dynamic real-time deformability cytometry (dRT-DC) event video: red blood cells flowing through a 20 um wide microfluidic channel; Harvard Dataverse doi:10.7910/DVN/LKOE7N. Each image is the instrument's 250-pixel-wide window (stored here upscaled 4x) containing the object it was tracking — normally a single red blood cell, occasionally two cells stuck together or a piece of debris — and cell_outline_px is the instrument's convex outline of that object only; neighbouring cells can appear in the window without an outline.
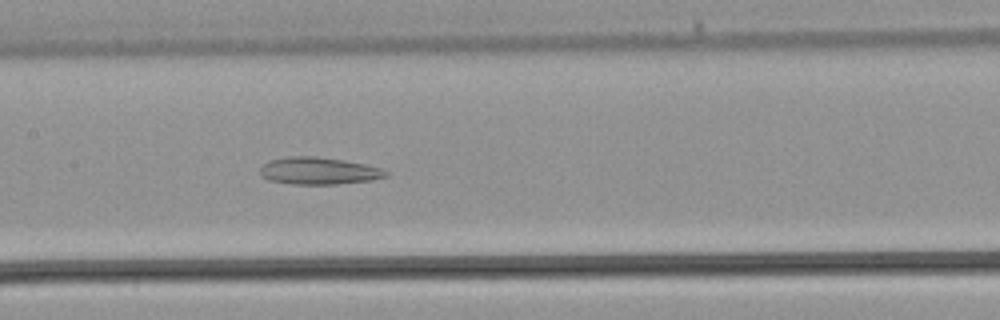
{"species": "common noctule bat (a hibernating species)", "species_latin": "Nyctalus noctula", "temperature_condition": "warm", "stored_images_in_passage": 33, "camera_frame_rate_fps": 3000, "um_per_image_px": 0.085, "animal": {"sex": "male", "body_mass_g": 21.5, "forearm_length_mm": 52.0}, "frame": {"image": 1, "passage_image": 13, "time_ms": 4.0, "image_size_px": [1000, 320], "cell_outline_px": [[388, 176], [372, 180], [336, 184], [292, 184], [268, 180], [260, 176], [260, 168], [268, 160], [288, 156], [316, 156], [364, 164], [380, 168], [388, 172]], "centroid_in_image_um": [27.04, 14.52], "position_along_channel_um": 180.4, "area_um2": 19.88}}
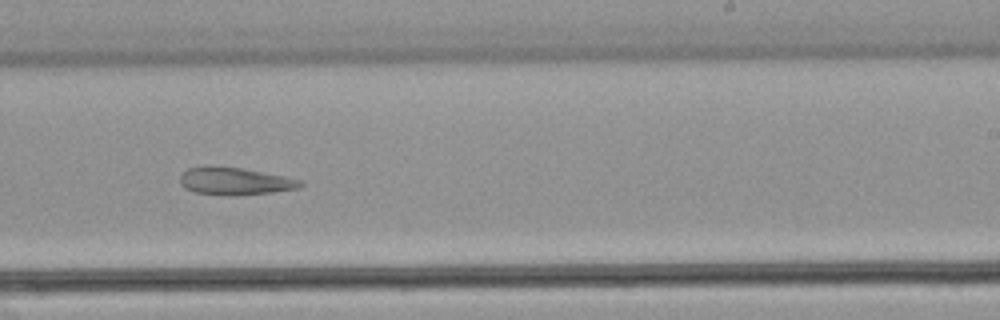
{"frame": {"image": 2, "passage_image": 18, "time_ms": 5.667, "image_size_px": [1000, 320], "cell_outline_px": [[304, 184], [300, 188], [272, 192], [236, 196], [228, 196], [192, 192], [184, 188], [180, 184], [180, 176], [188, 168], [240, 168], [284, 176], [300, 180]], "centroid_in_image_um": [19.98, 15.45], "position_along_channel_um": 269.0, "area_um2": 18.84}}
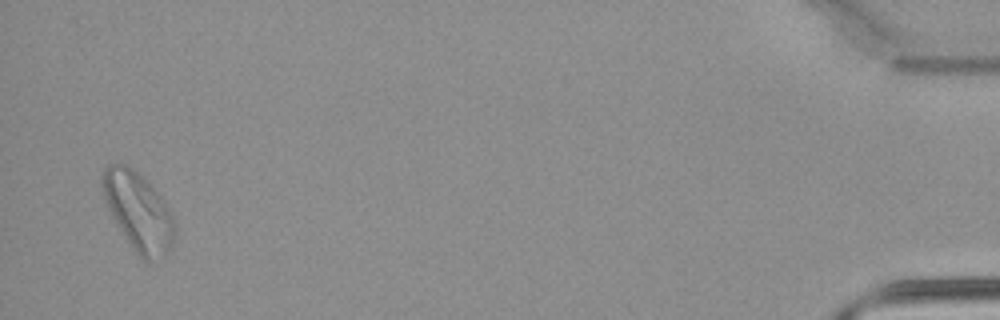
{"frame": {"image": 3, "passage_image": 32, "time_ms": 10.333, "image_size_px": [1000, 320], "cell_outline_px": [[176, 240], [172, 248], [164, 260], [152, 264], [140, 260], [124, 236], [112, 216], [104, 200], [100, 184], [100, 176], [104, 168], [108, 164], [128, 164], [144, 176], [160, 196], [172, 216], [176, 224]], "centroid_in_image_um": [11.78, 18.04], "position_along_channel_um": 423.4, "area_um2": 34.16}}